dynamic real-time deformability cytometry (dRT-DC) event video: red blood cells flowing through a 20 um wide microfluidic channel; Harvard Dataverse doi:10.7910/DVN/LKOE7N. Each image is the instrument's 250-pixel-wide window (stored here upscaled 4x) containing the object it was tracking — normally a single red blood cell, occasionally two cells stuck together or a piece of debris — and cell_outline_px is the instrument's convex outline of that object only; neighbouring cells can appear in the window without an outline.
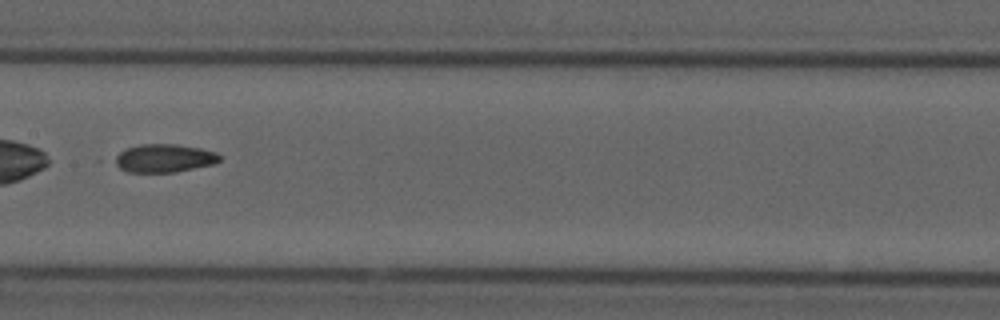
{"species": "common noctule bat (a hibernating species)", "species_latin": "Nyctalus noctula", "temperature_condition": "cold", "stored_images_in_passage": 53, "camera_frame_rate_fps": 3000, "um_per_image_px": 0.085, "animal": {"sex": "male", "forearm_length_mm": 52.5}, "frame": {"image": 1, "passage_image": 27, "time_ms": 8.667, "image_size_px": [1000, 320], "cell_outline_px": [[220, 160], [216, 164], [176, 172], [128, 172], [120, 168], [116, 164], [116, 156], [124, 148], [140, 144], [176, 144], [200, 148], [216, 152], [220, 156]], "centroid_in_image_um": [13.98, 13.44], "position_along_channel_um": 193.4, "area_um2": 17.28}}
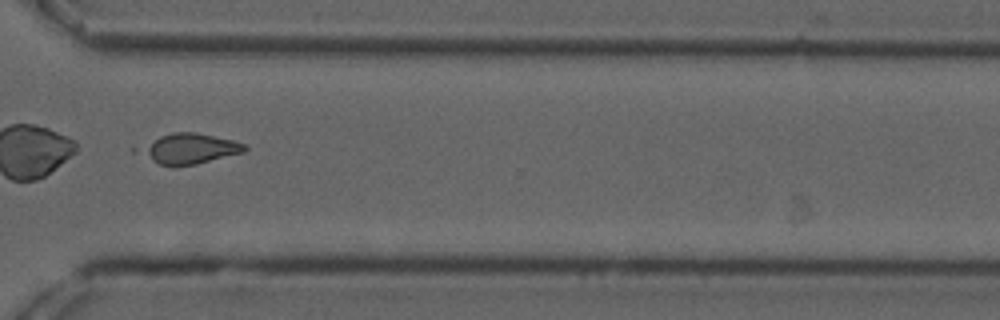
{"frame": {"image": 2, "passage_image": 40, "time_ms": 13.0, "image_size_px": [1000, 320], "cell_outline_px": [[248, 148], [244, 152], [196, 164], [160, 164], [152, 160], [144, 152], [144, 148], [160, 136], [172, 132], [196, 132], [232, 140], [244, 144]], "centroid_in_image_um": [16.25, 12.61], "position_along_channel_um": 354.3, "area_um2": 17.34}, "authors_computed_cell_mechanics": {"area_um2": 18.5538, "velocity_mm_per_s": 3.7238, "shape_relaxation_time_tau1_ms": null, "shape_relaxation_time_tau2_ms": 2.6646, "deformation_change_tau1": null, "deformation_change_tau2": 0.071}}